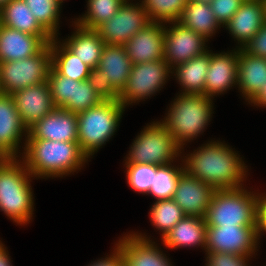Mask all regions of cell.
<instances>
[{
    "instance_id": "6da1fadb",
    "label": "cell",
    "mask_w": 266,
    "mask_h": 266,
    "mask_svg": "<svg viewBox=\"0 0 266 266\" xmlns=\"http://www.w3.org/2000/svg\"><path fill=\"white\" fill-rule=\"evenodd\" d=\"M183 153L184 171L216 190L241 188L249 171L241 155L225 141L208 140L189 154ZM245 180V181H244ZM244 182V183H243Z\"/></svg>"
},
{
    "instance_id": "7a4b0ae2",
    "label": "cell",
    "mask_w": 266,
    "mask_h": 266,
    "mask_svg": "<svg viewBox=\"0 0 266 266\" xmlns=\"http://www.w3.org/2000/svg\"><path fill=\"white\" fill-rule=\"evenodd\" d=\"M20 158L35 179L62 178L78 173L89 162L78 142L46 139H27Z\"/></svg>"
},
{
    "instance_id": "3957f363",
    "label": "cell",
    "mask_w": 266,
    "mask_h": 266,
    "mask_svg": "<svg viewBox=\"0 0 266 266\" xmlns=\"http://www.w3.org/2000/svg\"><path fill=\"white\" fill-rule=\"evenodd\" d=\"M32 179L21 158L0 160V211L16 225H27L33 219Z\"/></svg>"
},
{
    "instance_id": "277c9868",
    "label": "cell",
    "mask_w": 266,
    "mask_h": 266,
    "mask_svg": "<svg viewBox=\"0 0 266 266\" xmlns=\"http://www.w3.org/2000/svg\"><path fill=\"white\" fill-rule=\"evenodd\" d=\"M212 98L205 95L176 94L167 113L160 122L173 135L175 142L184 151V145L203 134L213 112Z\"/></svg>"
},
{
    "instance_id": "5b68a950",
    "label": "cell",
    "mask_w": 266,
    "mask_h": 266,
    "mask_svg": "<svg viewBox=\"0 0 266 266\" xmlns=\"http://www.w3.org/2000/svg\"><path fill=\"white\" fill-rule=\"evenodd\" d=\"M125 109L120 101L103 100L77 114V142L89 161L115 135Z\"/></svg>"
},
{
    "instance_id": "8992f818",
    "label": "cell",
    "mask_w": 266,
    "mask_h": 266,
    "mask_svg": "<svg viewBox=\"0 0 266 266\" xmlns=\"http://www.w3.org/2000/svg\"><path fill=\"white\" fill-rule=\"evenodd\" d=\"M258 192L246 186L216 190L208 207L207 227L257 226Z\"/></svg>"
},
{
    "instance_id": "52a82bcc",
    "label": "cell",
    "mask_w": 266,
    "mask_h": 266,
    "mask_svg": "<svg viewBox=\"0 0 266 266\" xmlns=\"http://www.w3.org/2000/svg\"><path fill=\"white\" fill-rule=\"evenodd\" d=\"M124 164L166 165L179 161L181 148L160 121H153L135 136Z\"/></svg>"
},
{
    "instance_id": "ba28073f",
    "label": "cell",
    "mask_w": 266,
    "mask_h": 266,
    "mask_svg": "<svg viewBox=\"0 0 266 266\" xmlns=\"http://www.w3.org/2000/svg\"><path fill=\"white\" fill-rule=\"evenodd\" d=\"M51 68V49L47 44L38 54L17 60L0 62V87L12 94L26 87L44 83Z\"/></svg>"
},
{
    "instance_id": "9c48e42d",
    "label": "cell",
    "mask_w": 266,
    "mask_h": 266,
    "mask_svg": "<svg viewBox=\"0 0 266 266\" xmlns=\"http://www.w3.org/2000/svg\"><path fill=\"white\" fill-rule=\"evenodd\" d=\"M171 73L172 69L164 59L132 64L127 84L119 93V101L127 108L151 98L164 88Z\"/></svg>"
},
{
    "instance_id": "30bf717a",
    "label": "cell",
    "mask_w": 266,
    "mask_h": 266,
    "mask_svg": "<svg viewBox=\"0 0 266 266\" xmlns=\"http://www.w3.org/2000/svg\"><path fill=\"white\" fill-rule=\"evenodd\" d=\"M131 2L125 0L112 18L95 29L106 45H124L152 22L140 1Z\"/></svg>"
},
{
    "instance_id": "8fae6325",
    "label": "cell",
    "mask_w": 266,
    "mask_h": 266,
    "mask_svg": "<svg viewBox=\"0 0 266 266\" xmlns=\"http://www.w3.org/2000/svg\"><path fill=\"white\" fill-rule=\"evenodd\" d=\"M259 243L257 226L206 227L205 252L254 256Z\"/></svg>"
},
{
    "instance_id": "7c38bea8",
    "label": "cell",
    "mask_w": 266,
    "mask_h": 266,
    "mask_svg": "<svg viewBox=\"0 0 266 266\" xmlns=\"http://www.w3.org/2000/svg\"><path fill=\"white\" fill-rule=\"evenodd\" d=\"M164 30L163 59L171 69L203 54L210 48L206 44L208 40L178 21L165 23Z\"/></svg>"
},
{
    "instance_id": "4fadbf2b",
    "label": "cell",
    "mask_w": 266,
    "mask_h": 266,
    "mask_svg": "<svg viewBox=\"0 0 266 266\" xmlns=\"http://www.w3.org/2000/svg\"><path fill=\"white\" fill-rule=\"evenodd\" d=\"M27 136L28 129L21 121L12 95L2 93L0 95V157L20 158L23 154L20 151H24L22 149L25 148ZM21 143L24 146H21Z\"/></svg>"
},
{
    "instance_id": "5bb4252c",
    "label": "cell",
    "mask_w": 266,
    "mask_h": 266,
    "mask_svg": "<svg viewBox=\"0 0 266 266\" xmlns=\"http://www.w3.org/2000/svg\"><path fill=\"white\" fill-rule=\"evenodd\" d=\"M150 238L135 231L119 238L115 244L123 255L124 266H173L158 243Z\"/></svg>"
},
{
    "instance_id": "9a60e30c",
    "label": "cell",
    "mask_w": 266,
    "mask_h": 266,
    "mask_svg": "<svg viewBox=\"0 0 266 266\" xmlns=\"http://www.w3.org/2000/svg\"><path fill=\"white\" fill-rule=\"evenodd\" d=\"M238 48L214 53L211 50L210 63L204 87V95L214 99L237 86ZM215 96V97H214Z\"/></svg>"
},
{
    "instance_id": "2e32d148",
    "label": "cell",
    "mask_w": 266,
    "mask_h": 266,
    "mask_svg": "<svg viewBox=\"0 0 266 266\" xmlns=\"http://www.w3.org/2000/svg\"><path fill=\"white\" fill-rule=\"evenodd\" d=\"M215 191L216 189L210 184L184 171L179 178L172 199L182 209L185 216L205 218Z\"/></svg>"
},
{
    "instance_id": "e0dca14e",
    "label": "cell",
    "mask_w": 266,
    "mask_h": 266,
    "mask_svg": "<svg viewBox=\"0 0 266 266\" xmlns=\"http://www.w3.org/2000/svg\"><path fill=\"white\" fill-rule=\"evenodd\" d=\"M77 128V114L62 108H54L28 129L27 139L77 142Z\"/></svg>"
},
{
    "instance_id": "ac0fdd59",
    "label": "cell",
    "mask_w": 266,
    "mask_h": 266,
    "mask_svg": "<svg viewBox=\"0 0 266 266\" xmlns=\"http://www.w3.org/2000/svg\"><path fill=\"white\" fill-rule=\"evenodd\" d=\"M11 95L21 121L27 129L55 108L47 81L26 87Z\"/></svg>"
},
{
    "instance_id": "d6986e66",
    "label": "cell",
    "mask_w": 266,
    "mask_h": 266,
    "mask_svg": "<svg viewBox=\"0 0 266 266\" xmlns=\"http://www.w3.org/2000/svg\"><path fill=\"white\" fill-rule=\"evenodd\" d=\"M164 23L152 21L123 46L132 64L162 60L164 55Z\"/></svg>"
},
{
    "instance_id": "ffe728a7",
    "label": "cell",
    "mask_w": 266,
    "mask_h": 266,
    "mask_svg": "<svg viewBox=\"0 0 266 266\" xmlns=\"http://www.w3.org/2000/svg\"><path fill=\"white\" fill-rule=\"evenodd\" d=\"M266 22V4L264 0L243 1L240 8L224 25L236 42V48L244 46L253 38Z\"/></svg>"
},
{
    "instance_id": "44dd1931",
    "label": "cell",
    "mask_w": 266,
    "mask_h": 266,
    "mask_svg": "<svg viewBox=\"0 0 266 266\" xmlns=\"http://www.w3.org/2000/svg\"><path fill=\"white\" fill-rule=\"evenodd\" d=\"M266 82V58L247 53L238 48L237 88L249 103Z\"/></svg>"
},
{
    "instance_id": "7402d4cb",
    "label": "cell",
    "mask_w": 266,
    "mask_h": 266,
    "mask_svg": "<svg viewBox=\"0 0 266 266\" xmlns=\"http://www.w3.org/2000/svg\"><path fill=\"white\" fill-rule=\"evenodd\" d=\"M46 45L39 36L0 24V62L31 57L38 54Z\"/></svg>"
},
{
    "instance_id": "603a6c76",
    "label": "cell",
    "mask_w": 266,
    "mask_h": 266,
    "mask_svg": "<svg viewBox=\"0 0 266 266\" xmlns=\"http://www.w3.org/2000/svg\"><path fill=\"white\" fill-rule=\"evenodd\" d=\"M205 218L185 216L162 239V244L168 249L183 247H206Z\"/></svg>"
},
{
    "instance_id": "cb8c5ba5",
    "label": "cell",
    "mask_w": 266,
    "mask_h": 266,
    "mask_svg": "<svg viewBox=\"0 0 266 266\" xmlns=\"http://www.w3.org/2000/svg\"><path fill=\"white\" fill-rule=\"evenodd\" d=\"M0 24L9 28L39 36L46 44L53 37L39 24L24 0H10L0 9Z\"/></svg>"
},
{
    "instance_id": "d4e9b609",
    "label": "cell",
    "mask_w": 266,
    "mask_h": 266,
    "mask_svg": "<svg viewBox=\"0 0 266 266\" xmlns=\"http://www.w3.org/2000/svg\"><path fill=\"white\" fill-rule=\"evenodd\" d=\"M211 50L195 56L172 68L175 80L181 86L179 94L204 95L205 81L210 63Z\"/></svg>"
},
{
    "instance_id": "484cf974",
    "label": "cell",
    "mask_w": 266,
    "mask_h": 266,
    "mask_svg": "<svg viewBox=\"0 0 266 266\" xmlns=\"http://www.w3.org/2000/svg\"><path fill=\"white\" fill-rule=\"evenodd\" d=\"M75 31L62 40V44L90 68L98 66L105 42L95 30L86 29L72 22Z\"/></svg>"
},
{
    "instance_id": "4316f807",
    "label": "cell",
    "mask_w": 266,
    "mask_h": 266,
    "mask_svg": "<svg viewBox=\"0 0 266 266\" xmlns=\"http://www.w3.org/2000/svg\"><path fill=\"white\" fill-rule=\"evenodd\" d=\"M97 67L120 93L127 84L132 62L123 45H105Z\"/></svg>"
},
{
    "instance_id": "83f0119b",
    "label": "cell",
    "mask_w": 266,
    "mask_h": 266,
    "mask_svg": "<svg viewBox=\"0 0 266 266\" xmlns=\"http://www.w3.org/2000/svg\"><path fill=\"white\" fill-rule=\"evenodd\" d=\"M178 22L208 41L222 27L215 18L210 4L202 2L188 1Z\"/></svg>"
},
{
    "instance_id": "f1b7e54d",
    "label": "cell",
    "mask_w": 266,
    "mask_h": 266,
    "mask_svg": "<svg viewBox=\"0 0 266 266\" xmlns=\"http://www.w3.org/2000/svg\"><path fill=\"white\" fill-rule=\"evenodd\" d=\"M58 37H53L49 43L51 49V66L62 76L75 81L87 80L90 67L83 63L78 56L69 51Z\"/></svg>"
},
{
    "instance_id": "f546056e",
    "label": "cell",
    "mask_w": 266,
    "mask_h": 266,
    "mask_svg": "<svg viewBox=\"0 0 266 266\" xmlns=\"http://www.w3.org/2000/svg\"><path fill=\"white\" fill-rule=\"evenodd\" d=\"M175 162L166 165H157V172L154 175L153 185L149 193L155 201L170 200L173 198L181 174L184 172L183 162L177 166Z\"/></svg>"
},
{
    "instance_id": "4dcf8cb0",
    "label": "cell",
    "mask_w": 266,
    "mask_h": 266,
    "mask_svg": "<svg viewBox=\"0 0 266 266\" xmlns=\"http://www.w3.org/2000/svg\"><path fill=\"white\" fill-rule=\"evenodd\" d=\"M125 0H87V11L72 22L86 29L95 30L119 10Z\"/></svg>"
},
{
    "instance_id": "1f68e13d",
    "label": "cell",
    "mask_w": 266,
    "mask_h": 266,
    "mask_svg": "<svg viewBox=\"0 0 266 266\" xmlns=\"http://www.w3.org/2000/svg\"><path fill=\"white\" fill-rule=\"evenodd\" d=\"M39 24L52 36L60 35L62 0H24Z\"/></svg>"
},
{
    "instance_id": "d6a6232c",
    "label": "cell",
    "mask_w": 266,
    "mask_h": 266,
    "mask_svg": "<svg viewBox=\"0 0 266 266\" xmlns=\"http://www.w3.org/2000/svg\"><path fill=\"white\" fill-rule=\"evenodd\" d=\"M150 222L163 237L185 217L182 209L173 199L155 201L149 213Z\"/></svg>"
},
{
    "instance_id": "836d02e7",
    "label": "cell",
    "mask_w": 266,
    "mask_h": 266,
    "mask_svg": "<svg viewBox=\"0 0 266 266\" xmlns=\"http://www.w3.org/2000/svg\"><path fill=\"white\" fill-rule=\"evenodd\" d=\"M189 0H140L151 21L168 23L178 21Z\"/></svg>"
},
{
    "instance_id": "e575fe53",
    "label": "cell",
    "mask_w": 266,
    "mask_h": 266,
    "mask_svg": "<svg viewBox=\"0 0 266 266\" xmlns=\"http://www.w3.org/2000/svg\"><path fill=\"white\" fill-rule=\"evenodd\" d=\"M128 186L138 192L147 195L153 185L154 175L157 172L156 164H124Z\"/></svg>"
},
{
    "instance_id": "d590c367",
    "label": "cell",
    "mask_w": 266,
    "mask_h": 266,
    "mask_svg": "<svg viewBox=\"0 0 266 266\" xmlns=\"http://www.w3.org/2000/svg\"><path fill=\"white\" fill-rule=\"evenodd\" d=\"M47 82L50 88L54 107L64 109L73 99L74 80L60 75L51 66Z\"/></svg>"
},
{
    "instance_id": "8d00e7d4",
    "label": "cell",
    "mask_w": 266,
    "mask_h": 266,
    "mask_svg": "<svg viewBox=\"0 0 266 266\" xmlns=\"http://www.w3.org/2000/svg\"><path fill=\"white\" fill-rule=\"evenodd\" d=\"M102 101L103 99L91 87L87 80H74L73 99L64 109L78 114L80 112L86 111L93 106H97Z\"/></svg>"
},
{
    "instance_id": "74e56055",
    "label": "cell",
    "mask_w": 266,
    "mask_h": 266,
    "mask_svg": "<svg viewBox=\"0 0 266 266\" xmlns=\"http://www.w3.org/2000/svg\"><path fill=\"white\" fill-rule=\"evenodd\" d=\"M87 81L103 100L119 101V92L98 67L90 69Z\"/></svg>"
},
{
    "instance_id": "f35d334b",
    "label": "cell",
    "mask_w": 266,
    "mask_h": 266,
    "mask_svg": "<svg viewBox=\"0 0 266 266\" xmlns=\"http://www.w3.org/2000/svg\"><path fill=\"white\" fill-rule=\"evenodd\" d=\"M206 266H250L249 260L254 256H244L226 252H204ZM251 258V259H250Z\"/></svg>"
},
{
    "instance_id": "ab89813d",
    "label": "cell",
    "mask_w": 266,
    "mask_h": 266,
    "mask_svg": "<svg viewBox=\"0 0 266 266\" xmlns=\"http://www.w3.org/2000/svg\"><path fill=\"white\" fill-rule=\"evenodd\" d=\"M242 3L243 0H212L209 4L218 23L224 27Z\"/></svg>"
},
{
    "instance_id": "60d3db41",
    "label": "cell",
    "mask_w": 266,
    "mask_h": 266,
    "mask_svg": "<svg viewBox=\"0 0 266 266\" xmlns=\"http://www.w3.org/2000/svg\"><path fill=\"white\" fill-rule=\"evenodd\" d=\"M243 49L251 55L266 58V22Z\"/></svg>"
},
{
    "instance_id": "b9f144b4",
    "label": "cell",
    "mask_w": 266,
    "mask_h": 266,
    "mask_svg": "<svg viewBox=\"0 0 266 266\" xmlns=\"http://www.w3.org/2000/svg\"><path fill=\"white\" fill-rule=\"evenodd\" d=\"M114 246L109 255L97 261H91V264H88V266H124L123 255L118 246L116 244Z\"/></svg>"
},
{
    "instance_id": "7bdbcfd3",
    "label": "cell",
    "mask_w": 266,
    "mask_h": 266,
    "mask_svg": "<svg viewBox=\"0 0 266 266\" xmlns=\"http://www.w3.org/2000/svg\"><path fill=\"white\" fill-rule=\"evenodd\" d=\"M266 234V193H258L257 207V235L260 241L262 235ZM263 233V234H262Z\"/></svg>"
},
{
    "instance_id": "ee69618b",
    "label": "cell",
    "mask_w": 266,
    "mask_h": 266,
    "mask_svg": "<svg viewBox=\"0 0 266 266\" xmlns=\"http://www.w3.org/2000/svg\"><path fill=\"white\" fill-rule=\"evenodd\" d=\"M249 105L266 108V82L259 93L248 103Z\"/></svg>"
},
{
    "instance_id": "f6af8a7d",
    "label": "cell",
    "mask_w": 266,
    "mask_h": 266,
    "mask_svg": "<svg viewBox=\"0 0 266 266\" xmlns=\"http://www.w3.org/2000/svg\"><path fill=\"white\" fill-rule=\"evenodd\" d=\"M10 257L5 244L0 240V266H13Z\"/></svg>"
},
{
    "instance_id": "bcb514c9",
    "label": "cell",
    "mask_w": 266,
    "mask_h": 266,
    "mask_svg": "<svg viewBox=\"0 0 266 266\" xmlns=\"http://www.w3.org/2000/svg\"><path fill=\"white\" fill-rule=\"evenodd\" d=\"M10 0H0V9L4 7Z\"/></svg>"
},
{
    "instance_id": "7dc6e473",
    "label": "cell",
    "mask_w": 266,
    "mask_h": 266,
    "mask_svg": "<svg viewBox=\"0 0 266 266\" xmlns=\"http://www.w3.org/2000/svg\"><path fill=\"white\" fill-rule=\"evenodd\" d=\"M189 1H193V2H202V3H210L212 0H189Z\"/></svg>"
}]
</instances>
